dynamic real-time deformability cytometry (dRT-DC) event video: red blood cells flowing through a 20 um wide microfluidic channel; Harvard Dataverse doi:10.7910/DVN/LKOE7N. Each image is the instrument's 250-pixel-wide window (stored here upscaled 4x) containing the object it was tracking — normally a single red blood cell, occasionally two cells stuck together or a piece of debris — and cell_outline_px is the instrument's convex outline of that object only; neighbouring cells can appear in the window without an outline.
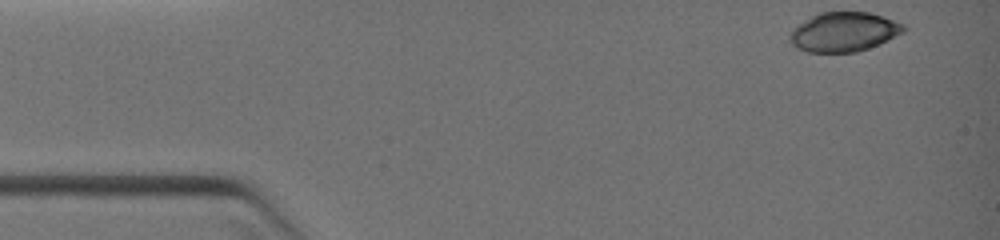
{"species": "common noctule bat (a hibernating species)", "species_latin": "Nyctalus noctula", "temperature_condition": "warm", "stored_images_in_passage": 4, "camera_frame_rate_fps": 3000, "um_per_image_px": 0.085, "animal": {"sex": "female", "body_mass_g": 19.0, "forearm_length_mm": 51.5}, "frame": {"image": 1, "passage_image": 1, "time_ms": 0.0, "image_size_px": [1000, 240], "cell_outline_px": [[908, 28], [904, 32], [868, 48], [856, 52], [808, 52], [796, 48], [788, 40], [788, 36], [792, 28], [804, 20], [820, 12], [868, 12], [884, 16], [904, 24]], "centroid_in_image_um": [71.7, 2.71], "position_along_channel_um": 13.3, "area_um2": 26.24}}